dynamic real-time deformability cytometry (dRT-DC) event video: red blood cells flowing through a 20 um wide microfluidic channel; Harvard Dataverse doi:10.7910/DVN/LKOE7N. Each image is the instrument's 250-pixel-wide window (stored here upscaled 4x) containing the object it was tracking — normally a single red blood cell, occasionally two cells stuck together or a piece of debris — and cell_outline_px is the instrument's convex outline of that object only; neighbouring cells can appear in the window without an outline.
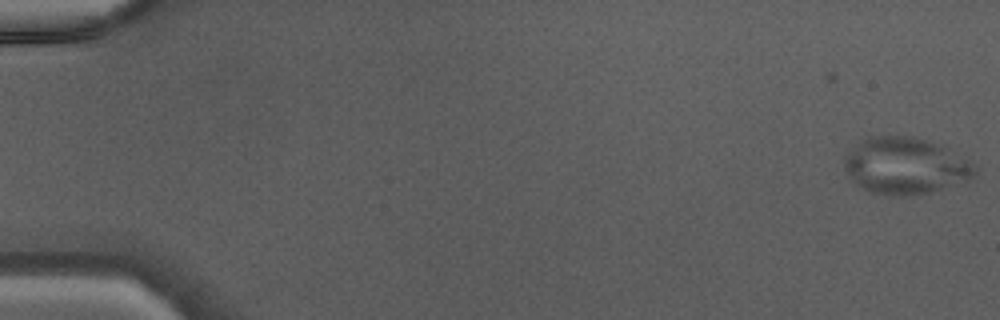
{"species": "Egyptian fruit bat (a non-hibernating species)", "species_latin": "Rousettus aegyptiacus", "temperature_condition": "warm", "stored_images_in_passage": 10, "camera_frame_rate_fps": 3000, "um_per_image_px": 0.085, "animal": {"sex": "male"}, "frame": {"image": 1, "passage_image": 1, "time_ms": 0.0, "image_size_px": [1000, 320], "cell_outline_px": [[976, 172], [968, 180], [928, 192], [904, 196], [896, 196], [872, 192], [864, 188], [852, 180], [848, 176], [844, 168], [844, 156], [848, 152], [868, 136], [912, 136], [936, 144], [968, 160], [976, 168]], "centroid_in_image_um": [76.9, 14.09], "position_along_channel_um": 8.1, "area_um2": 42.19}}